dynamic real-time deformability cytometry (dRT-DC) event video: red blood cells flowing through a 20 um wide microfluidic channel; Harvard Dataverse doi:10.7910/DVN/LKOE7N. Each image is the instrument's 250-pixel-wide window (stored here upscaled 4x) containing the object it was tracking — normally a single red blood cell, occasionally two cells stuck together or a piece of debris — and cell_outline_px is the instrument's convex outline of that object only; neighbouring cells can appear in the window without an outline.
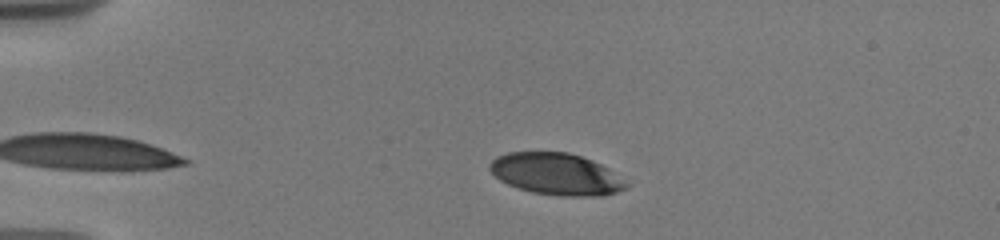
{"species": "human", "species_latin": "Homo sapiens", "temperature_condition": "warm", "stored_images_in_passage": 37, "camera_frame_rate_fps": 3000, "um_per_image_px": 0.085, "donor": {"sex": "male"}, "frame": {"image": 1, "passage_image": 4, "time_ms": 0.667, "image_size_px": [1000, 240], "cell_outline_px": [[632, 184], [628, 188], [616, 192], [600, 196], [560, 196], [532, 192], [508, 184], [500, 180], [488, 168], [488, 164], [496, 156], [508, 152], [568, 152], [592, 160], [608, 168]], "centroid_in_image_um": [47.31, 14.79], "position_along_channel_um": 37.7, "area_um2": 33.35}}
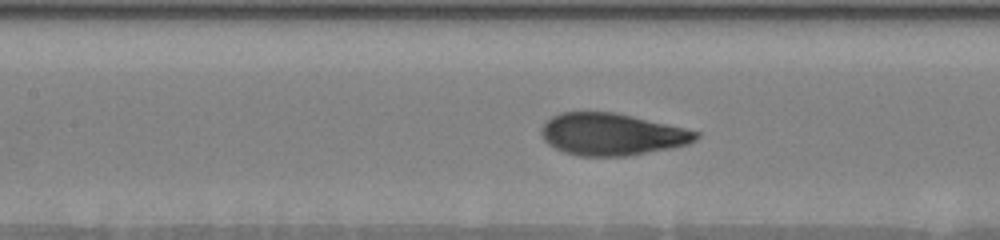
{"frame": {"image": 2, "passage_image": 23, "time_ms": 5.333, "image_size_px": [1000, 240], "cell_outline_px": [[700, 136], [696, 140], [688, 144], [668, 148], [624, 156], [580, 156], [564, 152], [548, 144], [544, 140], [540, 132], [540, 128], [552, 116], [560, 112], [616, 112], [684, 128], [700, 132]], "centroid_in_image_um": [51.98, 11.41], "position_along_channel_um": 155.4, "area_um2": 37.69}}
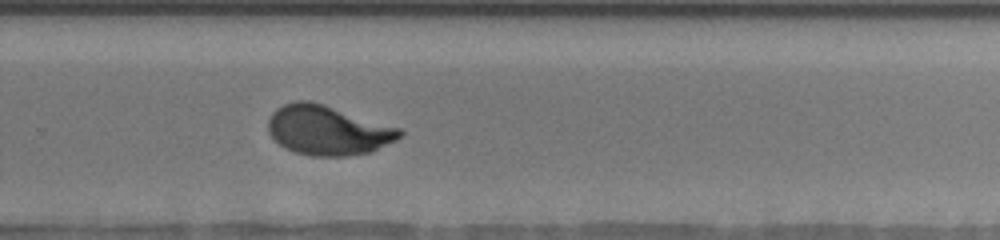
{"frame": {"image": 3, "passage_image": 37, "time_ms": 9.333, "image_size_px": [1000, 240], "cell_outline_px": [[404, 132], [396, 140], [372, 152], [348, 156], [312, 156], [296, 152], [284, 148], [268, 132], [268, 120], [272, 112], [276, 108], [284, 104], [296, 100], [308, 100], [324, 104], [404, 128]], "centroid_in_image_um": [27.9, 11.06], "position_along_channel_um": 301.9, "area_um2": 38.44}}